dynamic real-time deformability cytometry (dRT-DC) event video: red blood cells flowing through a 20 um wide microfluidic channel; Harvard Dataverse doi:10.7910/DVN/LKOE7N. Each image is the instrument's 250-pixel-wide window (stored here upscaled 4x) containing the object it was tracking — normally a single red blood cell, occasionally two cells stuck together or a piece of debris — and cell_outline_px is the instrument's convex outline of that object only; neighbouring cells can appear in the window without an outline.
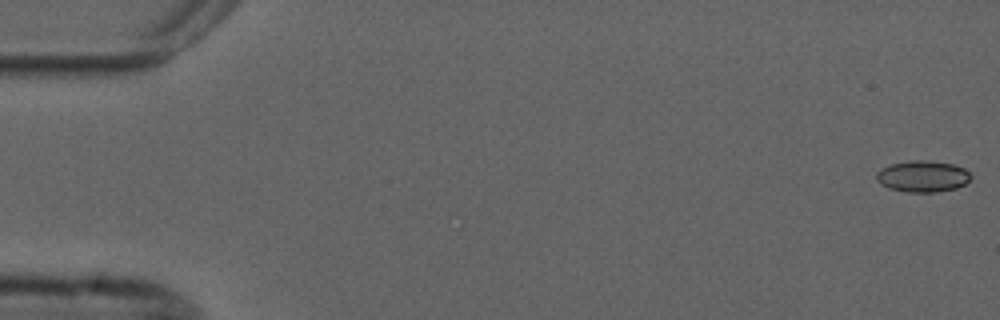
{"species": "common noctule bat (a hibernating species)", "species_latin": "Nyctalus noctula", "temperature_condition": "cold", "stored_images_in_passage": 6, "segment_of_instrument_passage": [1, 2], "camera_frame_rate_fps": 3000, "um_per_image_px": 0.085, "animal": {"sex": "male", "forearm_length_mm": 52.5}, "frame": {"image": 1, "passage_image": 1, "time_ms": 0.0, "image_size_px": [1000, 320], "cell_outline_px": [[972, 176], [964, 184], [956, 188], [936, 192], [904, 192], [888, 188], [880, 184], [876, 180], [876, 172], [880, 168], [888, 164], [912, 160], [928, 160], [956, 164], [964, 168]], "centroid_in_image_um": [78.39, 14.98], "position_along_channel_um": 6.6, "area_um2": 17.57}}